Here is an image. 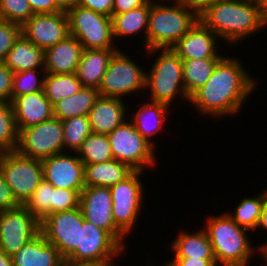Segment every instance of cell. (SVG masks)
<instances>
[{"instance_id": "obj_50", "label": "cell", "mask_w": 267, "mask_h": 266, "mask_svg": "<svg viewBox=\"0 0 267 266\" xmlns=\"http://www.w3.org/2000/svg\"><path fill=\"white\" fill-rule=\"evenodd\" d=\"M54 2L62 11L67 12L77 4L78 0H54Z\"/></svg>"}, {"instance_id": "obj_2", "label": "cell", "mask_w": 267, "mask_h": 266, "mask_svg": "<svg viewBox=\"0 0 267 266\" xmlns=\"http://www.w3.org/2000/svg\"><path fill=\"white\" fill-rule=\"evenodd\" d=\"M199 20L231 46L263 29L256 0L217 1L199 13Z\"/></svg>"}, {"instance_id": "obj_34", "label": "cell", "mask_w": 267, "mask_h": 266, "mask_svg": "<svg viewBox=\"0 0 267 266\" xmlns=\"http://www.w3.org/2000/svg\"><path fill=\"white\" fill-rule=\"evenodd\" d=\"M64 149L77 153L83 141L92 133L88 116H77L62 121Z\"/></svg>"}, {"instance_id": "obj_35", "label": "cell", "mask_w": 267, "mask_h": 266, "mask_svg": "<svg viewBox=\"0 0 267 266\" xmlns=\"http://www.w3.org/2000/svg\"><path fill=\"white\" fill-rule=\"evenodd\" d=\"M18 134L11 102L0 101V148L3 152L17 149Z\"/></svg>"}, {"instance_id": "obj_16", "label": "cell", "mask_w": 267, "mask_h": 266, "mask_svg": "<svg viewBox=\"0 0 267 266\" xmlns=\"http://www.w3.org/2000/svg\"><path fill=\"white\" fill-rule=\"evenodd\" d=\"M21 33L45 51L70 35L67 12L33 14L21 26Z\"/></svg>"}, {"instance_id": "obj_14", "label": "cell", "mask_w": 267, "mask_h": 266, "mask_svg": "<svg viewBox=\"0 0 267 266\" xmlns=\"http://www.w3.org/2000/svg\"><path fill=\"white\" fill-rule=\"evenodd\" d=\"M40 233V222L24 205L0 211V250L13 256Z\"/></svg>"}, {"instance_id": "obj_24", "label": "cell", "mask_w": 267, "mask_h": 266, "mask_svg": "<svg viewBox=\"0 0 267 266\" xmlns=\"http://www.w3.org/2000/svg\"><path fill=\"white\" fill-rule=\"evenodd\" d=\"M5 65L12 72L40 69L44 70V50L29 41L22 33L8 52Z\"/></svg>"}, {"instance_id": "obj_46", "label": "cell", "mask_w": 267, "mask_h": 266, "mask_svg": "<svg viewBox=\"0 0 267 266\" xmlns=\"http://www.w3.org/2000/svg\"><path fill=\"white\" fill-rule=\"evenodd\" d=\"M149 0H114L112 14H122L141 7L146 4Z\"/></svg>"}, {"instance_id": "obj_53", "label": "cell", "mask_w": 267, "mask_h": 266, "mask_svg": "<svg viewBox=\"0 0 267 266\" xmlns=\"http://www.w3.org/2000/svg\"><path fill=\"white\" fill-rule=\"evenodd\" d=\"M60 266H82V265H77L75 263H71V262H68L66 260H64Z\"/></svg>"}, {"instance_id": "obj_9", "label": "cell", "mask_w": 267, "mask_h": 266, "mask_svg": "<svg viewBox=\"0 0 267 266\" xmlns=\"http://www.w3.org/2000/svg\"><path fill=\"white\" fill-rule=\"evenodd\" d=\"M115 160L127 164L134 171H142L156 164V149L125 121L107 135ZM155 151V152H154Z\"/></svg>"}, {"instance_id": "obj_37", "label": "cell", "mask_w": 267, "mask_h": 266, "mask_svg": "<svg viewBox=\"0 0 267 266\" xmlns=\"http://www.w3.org/2000/svg\"><path fill=\"white\" fill-rule=\"evenodd\" d=\"M37 72L38 69H33L14 73L11 101L17 96L43 91L46 72L45 70L40 72V75L42 74L40 79Z\"/></svg>"}, {"instance_id": "obj_13", "label": "cell", "mask_w": 267, "mask_h": 266, "mask_svg": "<svg viewBox=\"0 0 267 266\" xmlns=\"http://www.w3.org/2000/svg\"><path fill=\"white\" fill-rule=\"evenodd\" d=\"M84 216L81 208L49 214L40 222V233L66 259L79 245L80 226Z\"/></svg>"}, {"instance_id": "obj_36", "label": "cell", "mask_w": 267, "mask_h": 266, "mask_svg": "<svg viewBox=\"0 0 267 266\" xmlns=\"http://www.w3.org/2000/svg\"><path fill=\"white\" fill-rule=\"evenodd\" d=\"M54 186L44 178L33 192L31 198L24 205L27 210L41 222L49 214H53Z\"/></svg>"}, {"instance_id": "obj_47", "label": "cell", "mask_w": 267, "mask_h": 266, "mask_svg": "<svg viewBox=\"0 0 267 266\" xmlns=\"http://www.w3.org/2000/svg\"><path fill=\"white\" fill-rule=\"evenodd\" d=\"M183 1L199 14L207 6L214 4L215 2L220 0H183Z\"/></svg>"}, {"instance_id": "obj_42", "label": "cell", "mask_w": 267, "mask_h": 266, "mask_svg": "<svg viewBox=\"0 0 267 266\" xmlns=\"http://www.w3.org/2000/svg\"><path fill=\"white\" fill-rule=\"evenodd\" d=\"M20 204L16 201L11 188L5 182V179L0 171V211L19 207Z\"/></svg>"}, {"instance_id": "obj_19", "label": "cell", "mask_w": 267, "mask_h": 266, "mask_svg": "<svg viewBox=\"0 0 267 266\" xmlns=\"http://www.w3.org/2000/svg\"><path fill=\"white\" fill-rule=\"evenodd\" d=\"M11 104L18 131L54 117L53 105L43 91L17 96Z\"/></svg>"}, {"instance_id": "obj_43", "label": "cell", "mask_w": 267, "mask_h": 266, "mask_svg": "<svg viewBox=\"0 0 267 266\" xmlns=\"http://www.w3.org/2000/svg\"><path fill=\"white\" fill-rule=\"evenodd\" d=\"M77 4L83 8L112 17L114 0H78Z\"/></svg>"}, {"instance_id": "obj_55", "label": "cell", "mask_w": 267, "mask_h": 266, "mask_svg": "<svg viewBox=\"0 0 267 266\" xmlns=\"http://www.w3.org/2000/svg\"><path fill=\"white\" fill-rule=\"evenodd\" d=\"M3 151L1 150V148H0V159H1V157H2V155H3Z\"/></svg>"}, {"instance_id": "obj_31", "label": "cell", "mask_w": 267, "mask_h": 266, "mask_svg": "<svg viewBox=\"0 0 267 266\" xmlns=\"http://www.w3.org/2000/svg\"><path fill=\"white\" fill-rule=\"evenodd\" d=\"M254 197H246L237 204L235 211L228 214L234 222L247 230L257 229L263 205L267 201V188Z\"/></svg>"}, {"instance_id": "obj_27", "label": "cell", "mask_w": 267, "mask_h": 266, "mask_svg": "<svg viewBox=\"0 0 267 266\" xmlns=\"http://www.w3.org/2000/svg\"><path fill=\"white\" fill-rule=\"evenodd\" d=\"M174 258L215 259L212 245L204 228L190 233L181 231L172 241Z\"/></svg>"}, {"instance_id": "obj_8", "label": "cell", "mask_w": 267, "mask_h": 266, "mask_svg": "<svg viewBox=\"0 0 267 266\" xmlns=\"http://www.w3.org/2000/svg\"><path fill=\"white\" fill-rule=\"evenodd\" d=\"M124 251L107 231L84 219L79 245L65 260L82 266L104 265L115 262Z\"/></svg>"}, {"instance_id": "obj_1", "label": "cell", "mask_w": 267, "mask_h": 266, "mask_svg": "<svg viewBox=\"0 0 267 266\" xmlns=\"http://www.w3.org/2000/svg\"><path fill=\"white\" fill-rule=\"evenodd\" d=\"M227 57L218 61L208 81L189 97L201 115H236L256 88L257 80L245 71L240 59Z\"/></svg>"}, {"instance_id": "obj_29", "label": "cell", "mask_w": 267, "mask_h": 266, "mask_svg": "<svg viewBox=\"0 0 267 266\" xmlns=\"http://www.w3.org/2000/svg\"><path fill=\"white\" fill-rule=\"evenodd\" d=\"M99 96L97 89L81 87L76 94L66 97L53 105L54 117L64 121L77 116H88Z\"/></svg>"}, {"instance_id": "obj_52", "label": "cell", "mask_w": 267, "mask_h": 266, "mask_svg": "<svg viewBox=\"0 0 267 266\" xmlns=\"http://www.w3.org/2000/svg\"><path fill=\"white\" fill-rule=\"evenodd\" d=\"M262 255V259L264 258L265 262L267 263V243H265L260 248V256Z\"/></svg>"}, {"instance_id": "obj_48", "label": "cell", "mask_w": 267, "mask_h": 266, "mask_svg": "<svg viewBox=\"0 0 267 266\" xmlns=\"http://www.w3.org/2000/svg\"><path fill=\"white\" fill-rule=\"evenodd\" d=\"M260 227H262L264 230H266L267 231V201H266V203L263 205V208H262V211H261V216H260V220H259V223H258V226H257V228L259 229ZM265 243H267V241L266 242H264L262 245H260V247H256V251H255V253L257 252V253H259L260 254V248L265 244Z\"/></svg>"}, {"instance_id": "obj_39", "label": "cell", "mask_w": 267, "mask_h": 266, "mask_svg": "<svg viewBox=\"0 0 267 266\" xmlns=\"http://www.w3.org/2000/svg\"><path fill=\"white\" fill-rule=\"evenodd\" d=\"M20 34L21 25L0 19V62H4Z\"/></svg>"}, {"instance_id": "obj_38", "label": "cell", "mask_w": 267, "mask_h": 266, "mask_svg": "<svg viewBox=\"0 0 267 266\" xmlns=\"http://www.w3.org/2000/svg\"><path fill=\"white\" fill-rule=\"evenodd\" d=\"M33 15L27 0H0V17L23 25Z\"/></svg>"}, {"instance_id": "obj_40", "label": "cell", "mask_w": 267, "mask_h": 266, "mask_svg": "<svg viewBox=\"0 0 267 266\" xmlns=\"http://www.w3.org/2000/svg\"><path fill=\"white\" fill-rule=\"evenodd\" d=\"M82 190H70L54 188L53 190V213L78 208L80 193Z\"/></svg>"}, {"instance_id": "obj_26", "label": "cell", "mask_w": 267, "mask_h": 266, "mask_svg": "<svg viewBox=\"0 0 267 266\" xmlns=\"http://www.w3.org/2000/svg\"><path fill=\"white\" fill-rule=\"evenodd\" d=\"M134 170L127 164L111 159L84 165L85 186L112 187L127 178Z\"/></svg>"}, {"instance_id": "obj_44", "label": "cell", "mask_w": 267, "mask_h": 266, "mask_svg": "<svg viewBox=\"0 0 267 266\" xmlns=\"http://www.w3.org/2000/svg\"><path fill=\"white\" fill-rule=\"evenodd\" d=\"M31 6L33 14L55 13L62 11L54 0H27Z\"/></svg>"}, {"instance_id": "obj_18", "label": "cell", "mask_w": 267, "mask_h": 266, "mask_svg": "<svg viewBox=\"0 0 267 266\" xmlns=\"http://www.w3.org/2000/svg\"><path fill=\"white\" fill-rule=\"evenodd\" d=\"M218 36L208 29L200 20L172 47L182 59L222 58L218 54Z\"/></svg>"}, {"instance_id": "obj_28", "label": "cell", "mask_w": 267, "mask_h": 266, "mask_svg": "<svg viewBox=\"0 0 267 266\" xmlns=\"http://www.w3.org/2000/svg\"><path fill=\"white\" fill-rule=\"evenodd\" d=\"M152 0H149L141 7L135 8L122 14H112L113 36L116 37H132L144 30V42L146 46V34L148 31L149 12ZM145 34V35H144Z\"/></svg>"}, {"instance_id": "obj_56", "label": "cell", "mask_w": 267, "mask_h": 266, "mask_svg": "<svg viewBox=\"0 0 267 266\" xmlns=\"http://www.w3.org/2000/svg\"><path fill=\"white\" fill-rule=\"evenodd\" d=\"M165 266H172V265L167 261Z\"/></svg>"}, {"instance_id": "obj_41", "label": "cell", "mask_w": 267, "mask_h": 266, "mask_svg": "<svg viewBox=\"0 0 267 266\" xmlns=\"http://www.w3.org/2000/svg\"><path fill=\"white\" fill-rule=\"evenodd\" d=\"M13 75L14 72L0 62V101L11 102Z\"/></svg>"}, {"instance_id": "obj_32", "label": "cell", "mask_w": 267, "mask_h": 266, "mask_svg": "<svg viewBox=\"0 0 267 266\" xmlns=\"http://www.w3.org/2000/svg\"><path fill=\"white\" fill-rule=\"evenodd\" d=\"M82 87L76 73H46L43 92L49 102L54 105L60 100L76 94Z\"/></svg>"}, {"instance_id": "obj_51", "label": "cell", "mask_w": 267, "mask_h": 266, "mask_svg": "<svg viewBox=\"0 0 267 266\" xmlns=\"http://www.w3.org/2000/svg\"><path fill=\"white\" fill-rule=\"evenodd\" d=\"M0 266H14L12 256L0 250Z\"/></svg>"}, {"instance_id": "obj_3", "label": "cell", "mask_w": 267, "mask_h": 266, "mask_svg": "<svg viewBox=\"0 0 267 266\" xmlns=\"http://www.w3.org/2000/svg\"><path fill=\"white\" fill-rule=\"evenodd\" d=\"M165 1H173L174 4L152 0L146 50L172 48L199 20V14L183 0Z\"/></svg>"}, {"instance_id": "obj_45", "label": "cell", "mask_w": 267, "mask_h": 266, "mask_svg": "<svg viewBox=\"0 0 267 266\" xmlns=\"http://www.w3.org/2000/svg\"><path fill=\"white\" fill-rule=\"evenodd\" d=\"M168 262L172 266H217L215 259L172 258Z\"/></svg>"}, {"instance_id": "obj_20", "label": "cell", "mask_w": 267, "mask_h": 266, "mask_svg": "<svg viewBox=\"0 0 267 266\" xmlns=\"http://www.w3.org/2000/svg\"><path fill=\"white\" fill-rule=\"evenodd\" d=\"M83 51L82 44L72 35L44 51V70L50 74L76 73Z\"/></svg>"}, {"instance_id": "obj_30", "label": "cell", "mask_w": 267, "mask_h": 266, "mask_svg": "<svg viewBox=\"0 0 267 266\" xmlns=\"http://www.w3.org/2000/svg\"><path fill=\"white\" fill-rule=\"evenodd\" d=\"M220 59L221 58L182 60L183 83L188 97L208 81Z\"/></svg>"}, {"instance_id": "obj_11", "label": "cell", "mask_w": 267, "mask_h": 266, "mask_svg": "<svg viewBox=\"0 0 267 266\" xmlns=\"http://www.w3.org/2000/svg\"><path fill=\"white\" fill-rule=\"evenodd\" d=\"M18 132L16 150L24 156L42 160L65 152L63 123L58 118L53 117Z\"/></svg>"}, {"instance_id": "obj_23", "label": "cell", "mask_w": 267, "mask_h": 266, "mask_svg": "<svg viewBox=\"0 0 267 266\" xmlns=\"http://www.w3.org/2000/svg\"><path fill=\"white\" fill-rule=\"evenodd\" d=\"M119 49H83L76 71L82 87L99 89L110 59Z\"/></svg>"}, {"instance_id": "obj_12", "label": "cell", "mask_w": 267, "mask_h": 266, "mask_svg": "<svg viewBox=\"0 0 267 266\" xmlns=\"http://www.w3.org/2000/svg\"><path fill=\"white\" fill-rule=\"evenodd\" d=\"M142 171H133L123 181L110 187L115 225L127 236L136 225L143 205L144 188L139 177Z\"/></svg>"}, {"instance_id": "obj_17", "label": "cell", "mask_w": 267, "mask_h": 266, "mask_svg": "<svg viewBox=\"0 0 267 266\" xmlns=\"http://www.w3.org/2000/svg\"><path fill=\"white\" fill-rule=\"evenodd\" d=\"M43 178L55 188L83 190L84 164L73 152L58 153L42 159Z\"/></svg>"}, {"instance_id": "obj_33", "label": "cell", "mask_w": 267, "mask_h": 266, "mask_svg": "<svg viewBox=\"0 0 267 266\" xmlns=\"http://www.w3.org/2000/svg\"><path fill=\"white\" fill-rule=\"evenodd\" d=\"M76 154L84 165L114 159L108 136L97 133L87 136Z\"/></svg>"}, {"instance_id": "obj_5", "label": "cell", "mask_w": 267, "mask_h": 266, "mask_svg": "<svg viewBox=\"0 0 267 266\" xmlns=\"http://www.w3.org/2000/svg\"><path fill=\"white\" fill-rule=\"evenodd\" d=\"M160 50L150 72H146L145 89L150 90V100L170 106L174 98L180 94L179 98L189 101L183 83L182 59L172 48L146 51L151 55Z\"/></svg>"}, {"instance_id": "obj_10", "label": "cell", "mask_w": 267, "mask_h": 266, "mask_svg": "<svg viewBox=\"0 0 267 266\" xmlns=\"http://www.w3.org/2000/svg\"><path fill=\"white\" fill-rule=\"evenodd\" d=\"M144 71L128 54L117 50L110 59L99 86L100 96L124 99L122 96H131V93L145 90Z\"/></svg>"}, {"instance_id": "obj_54", "label": "cell", "mask_w": 267, "mask_h": 266, "mask_svg": "<svg viewBox=\"0 0 267 266\" xmlns=\"http://www.w3.org/2000/svg\"><path fill=\"white\" fill-rule=\"evenodd\" d=\"M92 266H116V262H114V263L112 262V263H108V264H104V265H92Z\"/></svg>"}, {"instance_id": "obj_25", "label": "cell", "mask_w": 267, "mask_h": 266, "mask_svg": "<svg viewBox=\"0 0 267 266\" xmlns=\"http://www.w3.org/2000/svg\"><path fill=\"white\" fill-rule=\"evenodd\" d=\"M169 107L171 106L150 101L142 104L139 110L131 113L132 116H130V119L134 128L154 148H156L157 145L153 143L152 137L160 131L161 126L165 123V118H167L168 111H170V109H168Z\"/></svg>"}, {"instance_id": "obj_7", "label": "cell", "mask_w": 267, "mask_h": 266, "mask_svg": "<svg viewBox=\"0 0 267 266\" xmlns=\"http://www.w3.org/2000/svg\"><path fill=\"white\" fill-rule=\"evenodd\" d=\"M0 171L20 205L27 203L43 180L42 160L24 156L17 150L3 153Z\"/></svg>"}, {"instance_id": "obj_21", "label": "cell", "mask_w": 267, "mask_h": 266, "mask_svg": "<svg viewBox=\"0 0 267 266\" xmlns=\"http://www.w3.org/2000/svg\"><path fill=\"white\" fill-rule=\"evenodd\" d=\"M123 100L99 96L88 115L92 133L108 135L126 121L128 106Z\"/></svg>"}, {"instance_id": "obj_49", "label": "cell", "mask_w": 267, "mask_h": 266, "mask_svg": "<svg viewBox=\"0 0 267 266\" xmlns=\"http://www.w3.org/2000/svg\"><path fill=\"white\" fill-rule=\"evenodd\" d=\"M259 7V15L262 27L267 26V0H256Z\"/></svg>"}, {"instance_id": "obj_4", "label": "cell", "mask_w": 267, "mask_h": 266, "mask_svg": "<svg viewBox=\"0 0 267 266\" xmlns=\"http://www.w3.org/2000/svg\"><path fill=\"white\" fill-rule=\"evenodd\" d=\"M212 245L217 266H248L255 248L246 234L226 213L210 216L203 227Z\"/></svg>"}, {"instance_id": "obj_22", "label": "cell", "mask_w": 267, "mask_h": 266, "mask_svg": "<svg viewBox=\"0 0 267 266\" xmlns=\"http://www.w3.org/2000/svg\"><path fill=\"white\" fill-rule=\"evenodd\" d=\"M64 260L41 233L12 256L14 266H60Z\"/></svg>"}, {"instance_id": "obj_6", "label": "cell", "mask_w": 267, "mask_h": 266, "mask_svg": "<svg viewBox=\"0 0 267 266\" xmlns=\"http://www.w3.org/2000/svg\"><path fill=\"white\" fill-rule=\"evenodd\" d=\"M67 15L69 34L82 44L83 49H119L114 46L111 17L78 4L70 8Z\"/></svg>"}, {"instance_id": "obj_15", "label": "cell", "mask_w": 267, "mask_h": 266, "mask_svg": "<svg viewBox=\"0 0 267 266\" xmlns=\"http://www.w3.org/2000/svg\"><path fill=\"white\" fill-rule=\"evenodd\" d=\"M84 219L107 231L124 249L126 235L113 220V201L109 187L85 186L80 193V204Z\"/></svg>"}]
</instances>
